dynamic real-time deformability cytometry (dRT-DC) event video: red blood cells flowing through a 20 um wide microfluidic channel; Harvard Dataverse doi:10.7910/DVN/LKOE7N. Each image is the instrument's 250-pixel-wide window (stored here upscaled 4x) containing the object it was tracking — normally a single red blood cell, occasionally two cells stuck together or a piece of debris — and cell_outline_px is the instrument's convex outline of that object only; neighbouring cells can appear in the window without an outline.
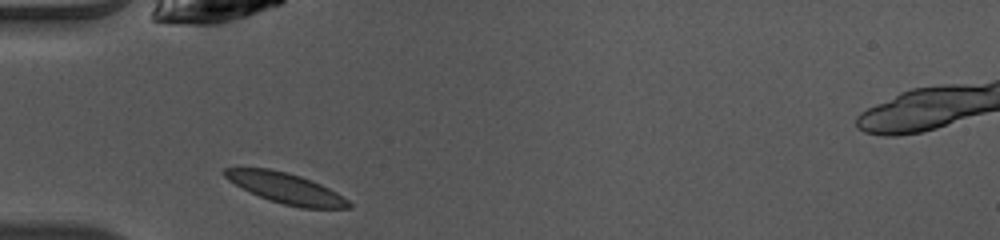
{"species": "common noctule bat (a hibernating species)", "species_latin": "Nyctalus noctula", "temperature_condition": "warm", "stored_images_in_passage": 35, "camera_frame_rate_fps": 3000, "um_per_image_px": 0.085, "animal": {"sex": "female", "body_mass_g": 10.0, "forearm_length_mm": 53.1}, "frame": {"image": 1, "passage_image": 1, "time_ms": 0.0, "image_size_px": [1000, 240], "cell_outline_px": [[352, 208], [300, 208], [284, 204], [260, 196], [228, 180], [220, 172], [224, 168], [268, 168], [288, 172], [312, 180], [336, 192], [348, 200], [352, 204]], "centroid_in_image_um": [24.31, 15.99], "position_along_channel_um": 60.7, "area_um2": 21.79}}
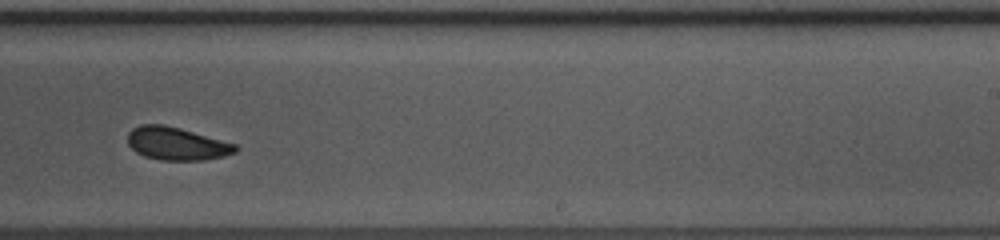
{"frame": {"image": 2, "passage_image": 17, "time_ms": 5.333, "image_size_px": [1000, 240], "cell_outline_px": [[236, 152], [224, 156], [204, 160], [160, 160], [144, 156], [136, 152], [128, 144], [128, 132], [132, 128], [140, 124], [164, 124], [180, 128], [236, 144]], "centroid_in_image_um": [14.98, 12.2], "position_along_channel_um": 274.0, "area_um2": 20.63}}
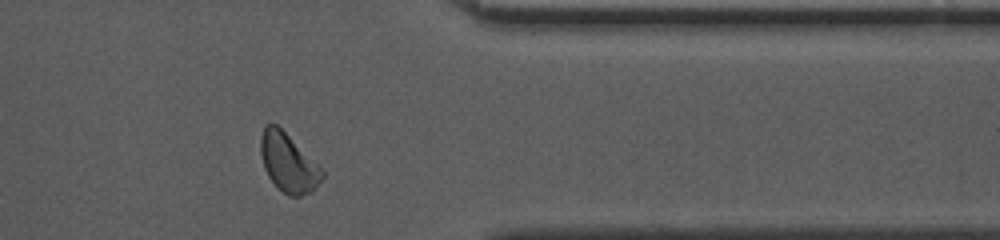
{"frame": {"image": 3, "passage_image": 26, "time_ms": 8.333, "image_size_px": [1000, 240], "cell_outline_px": [[324, 176], [316, 188], [312, 192], [300, 196], [288, 196], [276, 188], [268, 176], [264, 168], [260, 152], [260, 136], [264, 128], [268, 124], [276, 124], [324, 172]], "centroid_in_image_um": [24.47, 13.89], "position_along_channel_um": 386.9, "area_um2": 20.63}, "authors_computed_cell_mechanics": {"area_um2": 20.9814, "velocity_mm_per_s": 4.0566, "shape_relaxation_time_tau1_ms": 2.869, "shape_relaxation_time_tau2_ms": null, "deformation_change_tau1": 0.0994, "deformation_change_tau2": null}}